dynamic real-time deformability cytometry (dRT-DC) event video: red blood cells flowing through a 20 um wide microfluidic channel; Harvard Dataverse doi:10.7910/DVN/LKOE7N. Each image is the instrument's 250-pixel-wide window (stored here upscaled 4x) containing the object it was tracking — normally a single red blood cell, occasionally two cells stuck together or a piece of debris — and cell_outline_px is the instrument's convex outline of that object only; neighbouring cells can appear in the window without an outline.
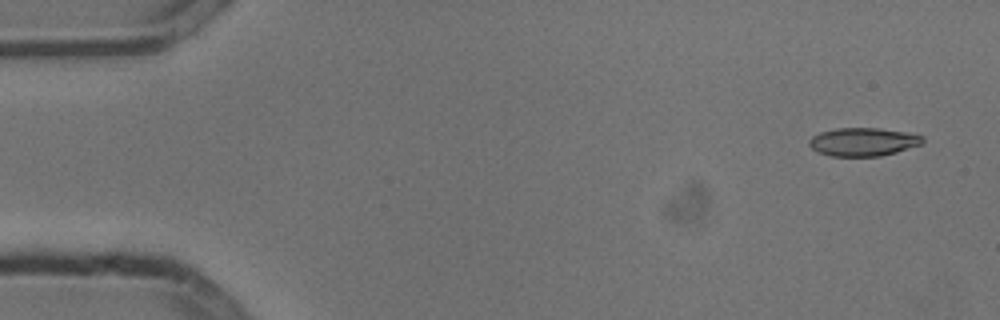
{"species": "common noctule bat (a hibernating species)", "species_latin": "Nyctalus noctula", "temperature_condition": "cold", "stored_images_in_passage": 8, "camera_frame_rate_fps": 3000, "um_per_image_px": 0.085, "animal": {"sex": "male", "body_mass_g": 13.3}, "frame": {"image": 1, "passage_image": 1, "time_ms": 0.0, "image_size_px": [1000, 320], "cell_outline_px": [[924, 144], [896, 152], [880, 156], [832, 156], [820, 152], [812, 148], [808, 144], [808, 140], [812, 136], [820, 132], [836, 128], [880, 128], [904, 132], [924, 136]], "centroid_in_image_um": [73.39, 12.05], "position_along_channel_um": 11.6, "area_um2": 18.73}}
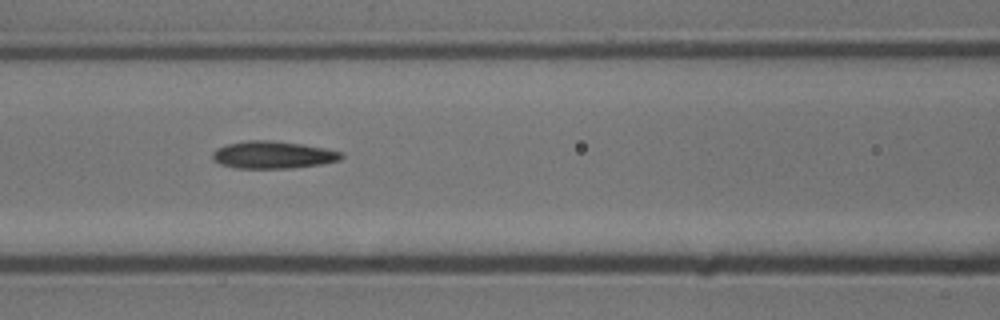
{"frame": {"image": 2, "passage_image": 7, "time_ms": 2.0, "image_size_px": [1000, 320], "cell_outline_px": [[344, 156], [340, 160], [320, 164], [288, 168], [236, 168], [220, 164], [212, 160], [212, 152], [216, 148], [228, 144], [244, 140], [272, 140], [304, 144], [344, 152]], "centroid_in_image_um": [23.19, 13.15], "position_along_channel_um": 143.4, "area_um2": 20.69}}
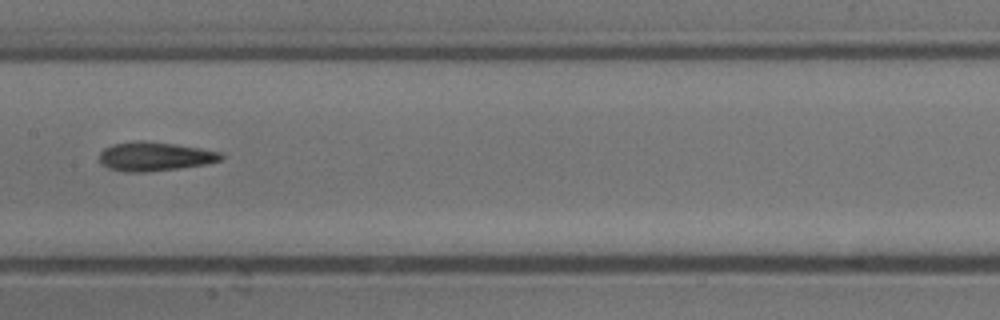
{"frame": {"image": 3, "passage_image": 8, "time_ms": 2.333, "image_size_px": [1000, 320], "cell_outline_px": [[224, 156], [220, 160], [208, 164], [180, 168], [144, 172], [124, 172], [108, 168], [100, 160], [100, 152], [104, 148], [112, 144], [136, 140], [144, 140], [176, 144], [200, 148], [220, 152]], "centroid_in_image_um": [13.16, 13.29], "position_along_channel_um": 194.2, "area_um2": 20.63}}